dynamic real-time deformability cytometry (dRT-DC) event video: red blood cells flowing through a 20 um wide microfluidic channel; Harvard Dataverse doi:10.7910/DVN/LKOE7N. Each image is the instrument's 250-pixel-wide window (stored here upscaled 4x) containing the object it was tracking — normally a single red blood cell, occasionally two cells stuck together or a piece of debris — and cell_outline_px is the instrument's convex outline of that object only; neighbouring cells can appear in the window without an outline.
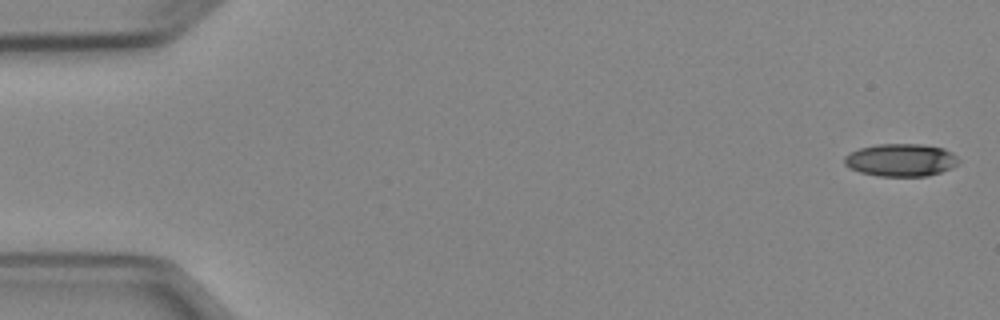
{"species": "Egyptian fruit bat (a non-hibernating species)", "species_latin": "Rousettus aegyptiacus", "temperature_condition": "cold", "stored_images_in_passage": 5, "camera_frame_rate_fps": 3000, "um_per_image_px": 0.085, "animal": {"sex": "female"}, "frame": {"image": 1, "passage_image": 1, "time_ms": 0.0, "image_size_px": [1000, 320], "cell_outline_px": [[960, 160], [952, 168], [928, 176], [876, 176], [860, 172], [844, 164], [844, 156], [848, 152], [860, 148], [876, 144], [920, 144], [944, 148], [952, 152]], "centroid_in_image_um": [76.57, 13.6], "position_along_channel_um": 8.4, "area_um2": 21.85}}
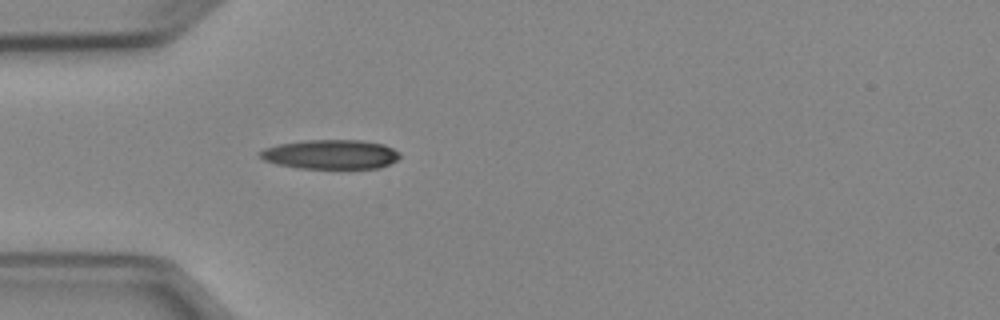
{"frame": {"image": 2, "passage_image": 5, "time_ms": 4.667, "image_size_px": [1000, 320], "cell_outline_px": [[400, 156], [396, 160], [380, 168], [300, 168], [276, 164], [264, 160], [256, 152], [264, 148], [276, 144], [304, 140], [360, 140], [384, 144], [400, 152]], "centroid_in_image_um": [28.07, 13.11], "position_along_channel_um": 56.9, "area_um2": 24.04}}